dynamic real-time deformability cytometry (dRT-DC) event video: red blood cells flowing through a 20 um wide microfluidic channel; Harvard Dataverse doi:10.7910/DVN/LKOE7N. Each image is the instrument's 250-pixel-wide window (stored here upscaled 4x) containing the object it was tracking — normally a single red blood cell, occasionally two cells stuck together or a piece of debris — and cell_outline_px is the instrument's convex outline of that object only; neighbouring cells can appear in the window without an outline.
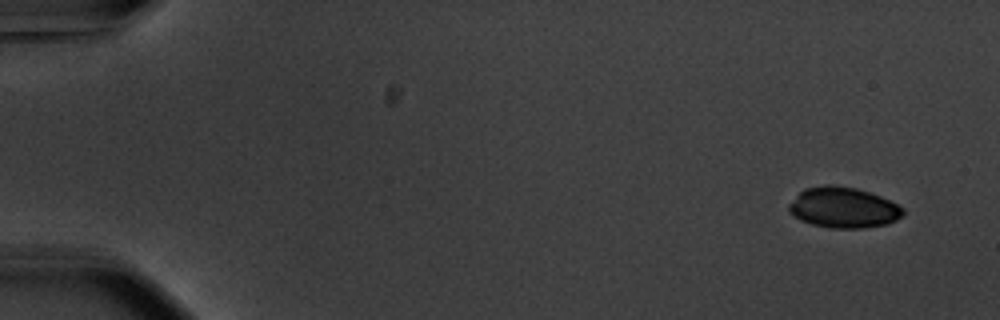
{"species": "common noctule bat (a hibernating species)", "species_latin": "Nyctalus noctula", "temperature_condition": "warm", "stored_images_in_passage": 53, "camera_frame_rate_fps": 3000, "um_per_image_px": 0.085, "animal": {"sex": "male", "body_mass_g": 20.1, "forearm_length_mm": 53.5}, "frame": {"image": 1, "passage_image": 1, "time_ms": 0.0, "image_size_px": [1000, 320], "cell_outline_px": [[904, 212], [896, 220], [888, 224], [864, 228], [828, 228], [812, 224], [800, 220], [788, 212], [788, 204], [804, 188], [824, 184], [832, 184], [856, 188], [880, 196], [904, 208]], "centroid_in_image_um": [71.65, 17.64], "position_along_channel_um": 13.3, "area_um2": 27.17}}
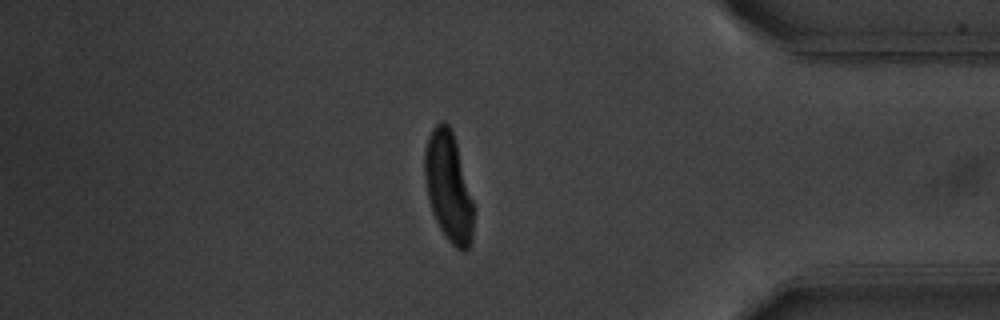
{"frame": {"image": 2, "passage_image": 45, "time_ms": 14.667, "image_size_px": [1000, 320], "cell_outline_px": [[476, 208], [472, 240], [468, 248], [464, 252], [460, 252], [448, 240], [440, 228], [432, 212], [428, 196], [424, 172], [424, 148], [428, 136], [432, 128], [440, 120], [444, 120], [448, 124], [452, 132], [456, 144]], "centroid_in_image_um": [38.15, 15.91], "position_along_channel_um": 397.1, "area_um2": 31.62}}
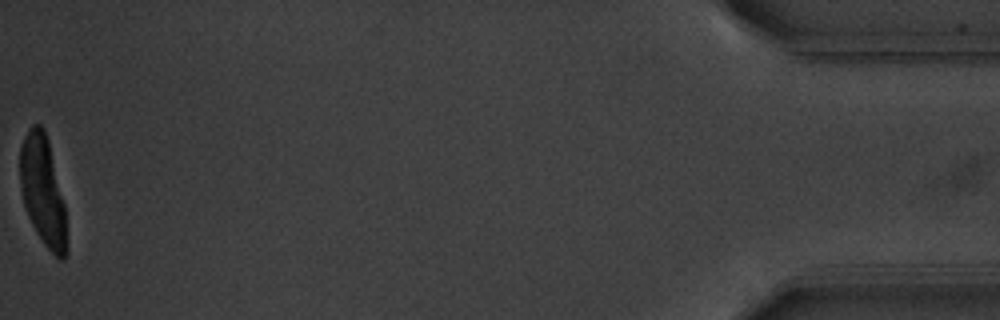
{"frame": {"image": 3, "passage_image": 53, "time_ms": 17.333, "image_size_px": [1000, 320], "cell_outline_px": [[68, 252], [64, 260], [60, 260], [44, 244], [36, 232], [28, 216], [24, 204], [20, 188], [20, 148], [24, 136], [28, 128], [32, 124], [40, 124], [44, 128], [48, 140], [64, 204], [68, 244]], "centroid_in_image_um": [3.64, 16.25], "position_along_channel_um": 431.6, "area_um2": 29.88}}